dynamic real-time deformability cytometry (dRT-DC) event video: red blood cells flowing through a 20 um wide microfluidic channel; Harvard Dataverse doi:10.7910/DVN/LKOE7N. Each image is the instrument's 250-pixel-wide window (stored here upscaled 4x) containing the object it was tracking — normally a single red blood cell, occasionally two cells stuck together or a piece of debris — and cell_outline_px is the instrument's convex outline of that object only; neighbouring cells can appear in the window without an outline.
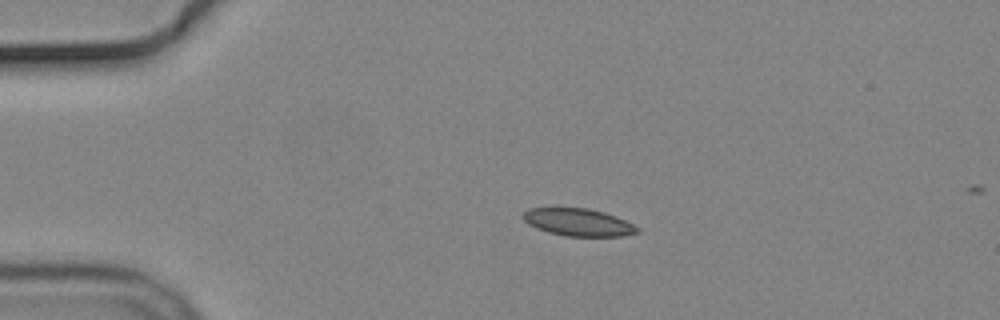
{"species": "common noctule bat (a hibernating species)", "species_latin": "Nyctalus noctula", "temperature_condition": "cold", "stored_images_in_passage": 3, "camera_frame_rate_fps": 3000, "um_per_image_px": 0.085, "animal": {"sex": "male", "body_mass_g": 19.2, "forearm_length_mm": 51.8}, "frame": {"image": 1, "passage_image": 1, "time_ms": 0.0, "image_size_px": [1000, 320], "cell_outline_px": [[640, 232], [620, 236], [564, 236], [548, 232], [536, 228], [528, 224], [520, 216], [528, 208], [588, 208], [604, 212], [616, 216], [640, 228]], "centroid_in_image_um": [49.13, 18.89], "position_along_channel_um": 35.9, "area_um2": 18.32}}